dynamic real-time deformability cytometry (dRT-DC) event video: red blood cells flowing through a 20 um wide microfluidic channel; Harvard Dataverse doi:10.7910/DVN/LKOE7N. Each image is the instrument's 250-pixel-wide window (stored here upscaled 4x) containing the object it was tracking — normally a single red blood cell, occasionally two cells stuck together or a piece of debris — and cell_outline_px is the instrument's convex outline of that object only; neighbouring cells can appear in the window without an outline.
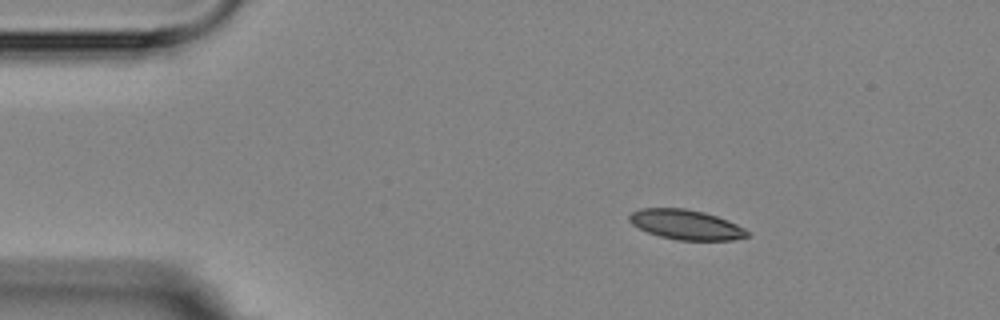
{"species": "Egyptian fruit bat (a non-hibernating species)", "species_latin": "Rousettus aegyptiacus", "temperature_condition": "room temperature", "stored_images_in_passage": 3, "camera_frame_rate_fps": 3000, "um_per_image_px": 0.085, "animal": {"sex": "female"}, "frame": {"image": 1, "passage_image": 1, "time_ms": 0.0, "image_size_px": [1000, 320], "cell_outline_px": [[748, 236], [732, 240], [676, 240], [660, 236], [648, 232], [632, 224], [628, 220], [628, 216], [632, 212], [640, 208], [684, 208], [704, 212], [728, 220], [744, 228], [748, 232]], "centroid_in_image_um": [58.29, 19.09], "position_along_channel_um": 26.7, "area_um2": 20.4}}